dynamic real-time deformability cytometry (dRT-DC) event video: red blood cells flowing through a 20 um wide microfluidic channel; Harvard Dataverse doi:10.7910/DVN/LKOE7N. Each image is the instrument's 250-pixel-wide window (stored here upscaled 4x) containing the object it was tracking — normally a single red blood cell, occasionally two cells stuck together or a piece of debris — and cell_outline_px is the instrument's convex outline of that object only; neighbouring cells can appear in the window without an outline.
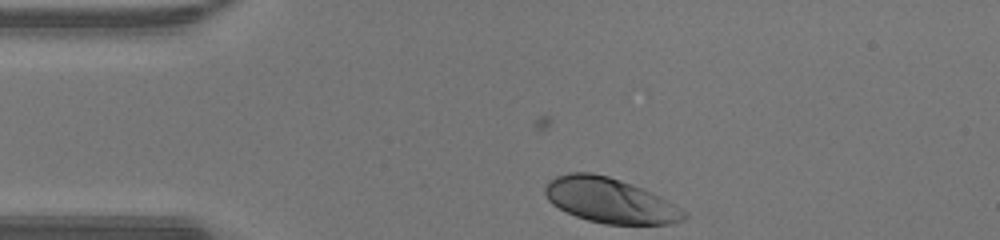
{"species": "human", "species_latin": "Homo sapiens", "temperature_condition": "warm", "stored_images_in_passage": 29, "camera_frame_rate_fps": 3000, "um_per_image_px": 0.085, "donor": {"sex": "male"}, "frame": {"image": 1, "passage_image": 1, "time_ms": 0.0, "image_size_px": [1000, 240], "cell_outline_px": [[688, 216], [684, 220], [672, 224], [604, 224], [588, 220], [576, 216], [552, 204], [548, 200], [544, 192], [544, 188], [556, 176], [568, 172], [592, 172], [608, 176], [632, 184], [652, 192], [668, 200], [680, 208]], "centroid_in_image_um": [51.86, 17.04], "position_along_channel_um": 33.1, "area_um2": 36.3}}
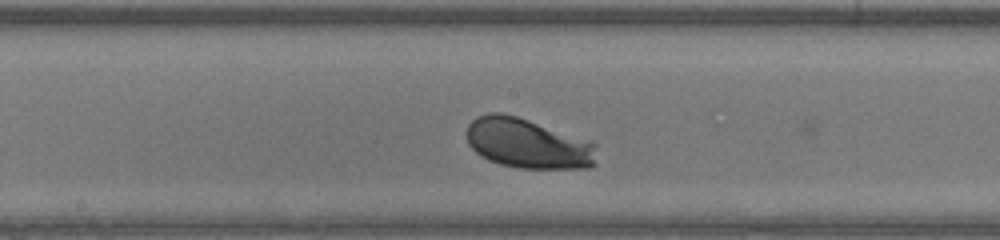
{"frame": {"image": 2, "passage_image": 16, "time_ms": 5.0, "image_size_px": [1000, 240], "cell_outline_px": [[596, 144], [592, 164], [588, 168], [520, 168], [500, 164], [488, 160], [480, 156], [468, 144], [464, 132], [468, 124], [476, 116], [488, 112], [500, 112], [516, 116], [592, 140]], "centroid_in_image_um": [44.8, 12.17], "position_along_channel_um": 203.4, "area_um2": 38.15}}
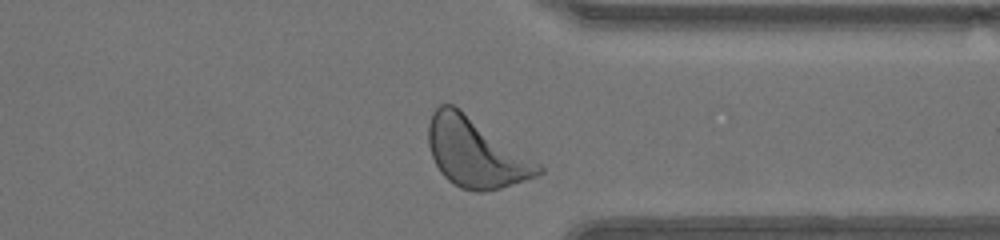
{"frame": {"image": 3, "passage_image": 28, "time_ms": 9.0, "image_size_px": [1000, 240], "cell_outline_px": [[544, 172], [536, 176], [500, 188], [484, 192], [476, 192], [460, 188], [452, 184], [440, 172], [432, 156], [428, 144], [428, 124], [432, 112], [440, 104], [452, 104], [460, 108], [540, 164], [544, 168]], "centroid_in_image_um": [40.4, 12.97], "position_along_channel_um": 371.0, "area_um2": 44.22}, "authors_computed_cell_mechanics": {"area_um2": 36.992, "velocity_mm_per_s": 4.2665, "shape_relaxation_time_tau1_ms": null, "shape_relaxation_time_tau2_ms": 4.8673, "deformation_change_tau1": null, "deformation_change_tau2": 0.1424}}